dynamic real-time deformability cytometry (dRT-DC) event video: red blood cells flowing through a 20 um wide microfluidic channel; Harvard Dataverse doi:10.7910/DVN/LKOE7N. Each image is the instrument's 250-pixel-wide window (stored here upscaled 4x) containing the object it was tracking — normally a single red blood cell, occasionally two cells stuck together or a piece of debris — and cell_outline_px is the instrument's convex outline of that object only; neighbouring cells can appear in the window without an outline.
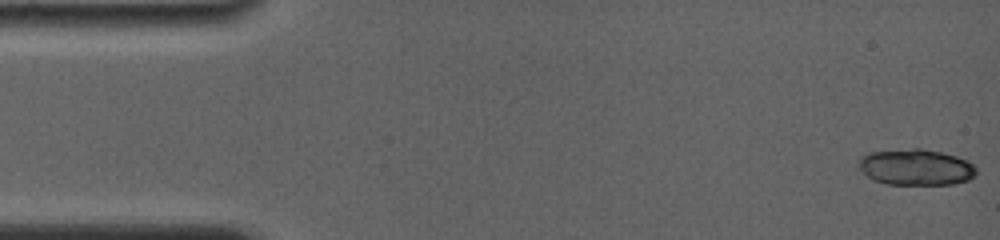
{"species": "common noctule bat (a hibernating species)", "species_latin": "Nyctalus noctula", "temperature_condition": "room temperature", "stored_images_in_passage": 5, "camera_frame_rate_fps": 4000, "um_per_image_px": 0.085, "animal": {"sex": "female", "body_mass_g": 19.0, "forearm_length_mm": 56.7}, "frame": {"image": 1, "passage_image": 1, "time_ms": 0.0, "image_size_px": [1000, 240], "cell_outline_px": [[976, 176], [968, 180], [952, 184], [888, 184], [876, 180], [868, 176], [856, 164], [860, 156], [868, 152], [912, 148], [920, 148], [940, 152], [956, 156], [972, 164], [976, 168]], "centroid_in_image_um": [77.83, 14.2], "position_along_channel_um": 7.2, "area_um2": 24.68}}
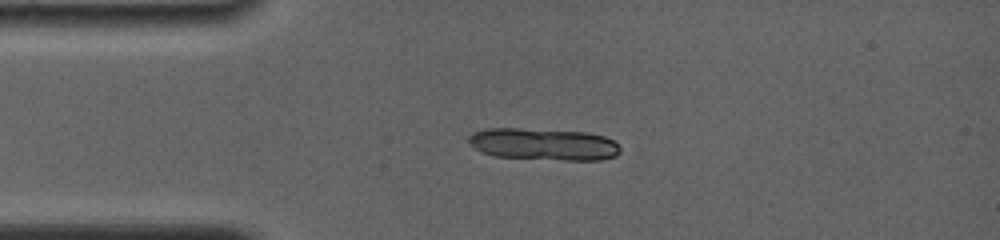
{"frame": {"image": 2, "passage_image": 5, "time_ms": 3.5, "image_size_px": [1000, 240], "cell_outline_px": [[620, 152], [616, 156], [600, 160], [564, 160], [492, 156], [480, 152], [468, 144], [468, 136], [472, 132], [488, 128], [520, 128], [588, 132], [604, 136], [612, 140], [620, 148]], "centroid_in_image_um": [46.16, 12.25], "position_along_channel_um": 38.8, "area_um2": 28.55}}